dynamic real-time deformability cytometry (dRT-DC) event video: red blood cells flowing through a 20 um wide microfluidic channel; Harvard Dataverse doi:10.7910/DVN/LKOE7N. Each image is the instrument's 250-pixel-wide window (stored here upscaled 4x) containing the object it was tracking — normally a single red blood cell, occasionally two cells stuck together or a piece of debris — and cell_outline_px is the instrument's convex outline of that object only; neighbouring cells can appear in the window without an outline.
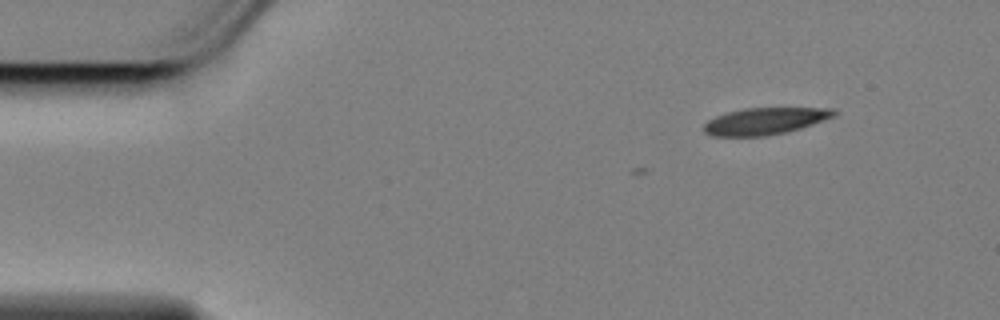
{"species": "Egyptian fruit bat (a non-hibernating species)", "species_latin": "Rousettus aegyptiacus", "temperature_condition": "cold", "stored_images_in_passage": 3, "camera_frame_rate_fps": 3000, "um_per_image_px": 0.085, "animal": {"sex": "female"}, "frame": {"image": 1, "passage_image": 1, "time_ms": 0.0, "image_size_px": [1000, 320], "cell_outline_px": [[836, 116], [800, 128], [784, 132], [764, 136], [712, 136], [704, 132], [704, 124], [708, 120], [716, 116], [728, 112], [744, 108], [836, 108]], "centroid_in_image_um": [65.02, 10.29], "position_along_channel_um": 20.0, "area_um2": 20.23}}